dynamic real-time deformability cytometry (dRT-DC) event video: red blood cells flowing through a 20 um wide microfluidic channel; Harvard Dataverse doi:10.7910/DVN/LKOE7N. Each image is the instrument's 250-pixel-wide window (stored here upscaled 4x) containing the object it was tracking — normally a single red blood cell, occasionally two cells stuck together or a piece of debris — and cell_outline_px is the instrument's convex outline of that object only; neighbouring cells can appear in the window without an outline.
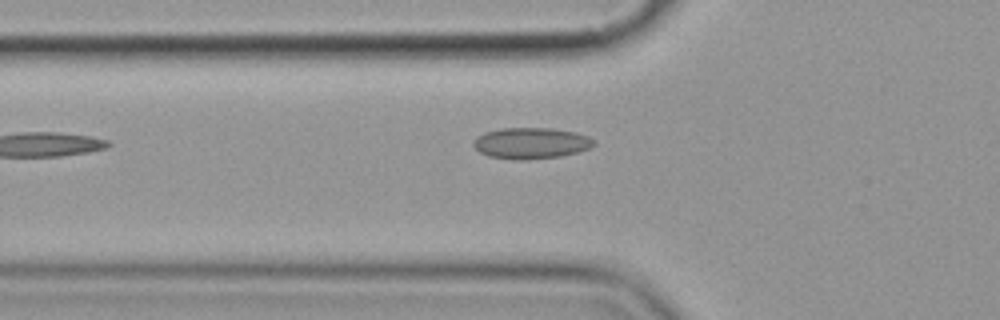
{"species": "common noctule bat (a hibernating species)", "species_latin": "Nyctalus noctula", "temperature_condition": "cold", "stored_images_in_passage": 6, "camera_frame_rate_fps": 3000, "um_per_image_px": 0.085, "animal": {"sex": "female", "body_mass_g": 19.9}, "frame": {"image": 1, "passage_image": 6, "time_ms": 6.0, "image_size_px": [1000, 320], "cell_outline_px": [[596, 144], [588, 148], [576, 152], [560, 156], [520, 160], [488, 156], [480, 152], [472, 144], [476, 136], [484, 132], [500, 128], [552, 128], [576, 132], [588, 136], [596, 140]], "centroid_in_image_um": [45.13, 12.15], "position_along_channel_um": 80.7, "area_um2": 21.85}}